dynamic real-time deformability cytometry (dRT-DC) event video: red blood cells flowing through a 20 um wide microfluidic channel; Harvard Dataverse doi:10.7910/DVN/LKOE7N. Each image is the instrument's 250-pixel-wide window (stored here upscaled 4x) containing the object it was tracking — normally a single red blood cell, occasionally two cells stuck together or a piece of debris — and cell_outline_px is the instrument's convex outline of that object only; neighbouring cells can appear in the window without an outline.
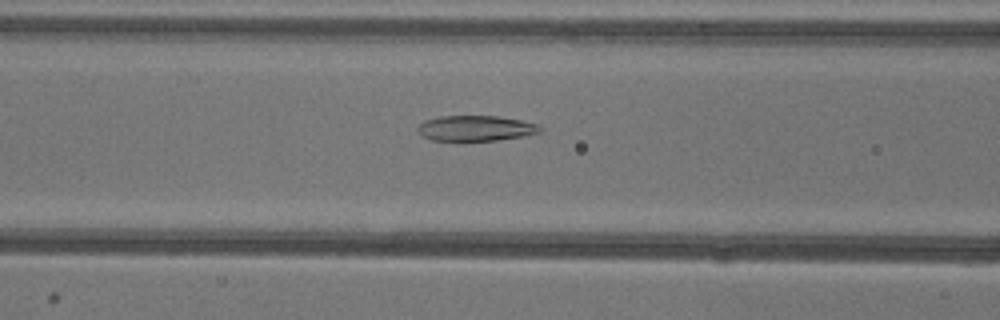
{"species": "common noctule bat (a hibernating species)", "species_latin": "Nyctalus noctula", "temperature_condition": "warm", "stored_images_in_passage": 51, "camera_frame_rate_fps": 3000, "um_per_image_px": 0.085, "animal": {"sex": "female"}, "frame": {"image": 1, "passage_image": 20, "time_ms": 6.333, "image_size_px": [1000, 320], "cell_outline_px": [[544, 128], [540, 132], [520, 136], [496, 140], [432, 140], [424, 136], [416, 128], [424, 120], [440, 116], [496, 116], [520, 120], [536, 124]], "centroid_in_image_um": [40.42, 10.89], "position_along_channel_um": 126.2, "area_um2": 17.8}}
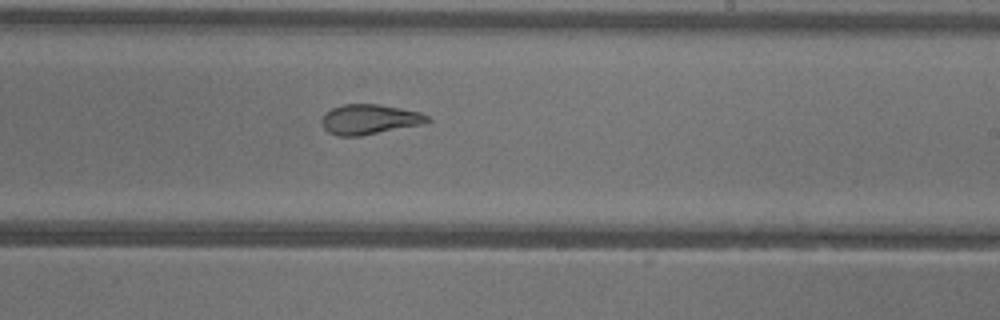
{"frame": {"image": 2, "passage_image": 30, "time_ms": 9.667, "image_size_px": [1000, 320], "cell_outline_px": [[432, 120], [424, 124], [360, 136], [336, 136], [328, 132], [320, 124], [320, 120], [324, 112], [332, 108], [344, 104], [380, 104], [420, 112], [428, 116]], "centroid_in_image_um": [31.37, 10.15], "position_along_channel_um": 257.6, "area_um2": 18.73}}
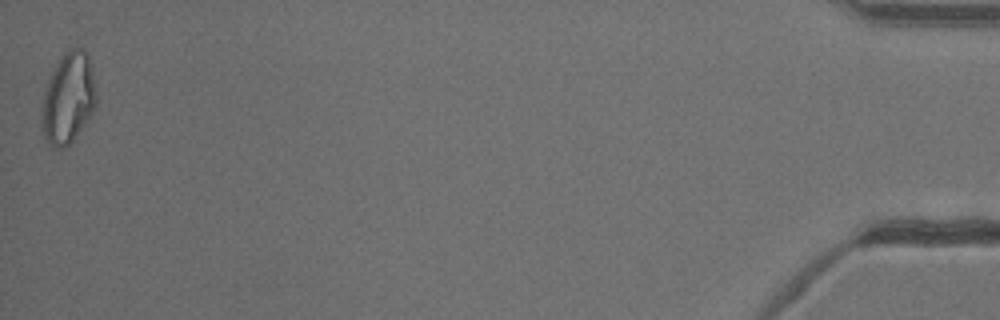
{"frame": {"image": 3, "passage_image": 51, "time_ms": 16.667, "image_size_px": [1000, 320], "cell_outline_px": [[96, 104], [92, 112], [84, 124], [72, 140], [64, 148], [52, 148], [48, 144], [44, 136], [44, 92], [48, 80], [56, 64], [64, 52], [72, 48], [80, 48], [88, 56], [92, 72], [96, 96]], "centroid_in_image_um": [5.81, 8.34], "position_along_channel_um": 429.4, "area_um2": 27.86}, "authors_computed_cell_mechanics": {"area_um2": 21.7328, "velocity_mm_per_s": 3.9411, "shape_relaxation_time_tau1_ms": 8.9251, "shape_relaxation_time_tau2_ms": 1.5086, "deformation_change_tau1": 0.2449, "deformation_change_tau2": 0.0932}}